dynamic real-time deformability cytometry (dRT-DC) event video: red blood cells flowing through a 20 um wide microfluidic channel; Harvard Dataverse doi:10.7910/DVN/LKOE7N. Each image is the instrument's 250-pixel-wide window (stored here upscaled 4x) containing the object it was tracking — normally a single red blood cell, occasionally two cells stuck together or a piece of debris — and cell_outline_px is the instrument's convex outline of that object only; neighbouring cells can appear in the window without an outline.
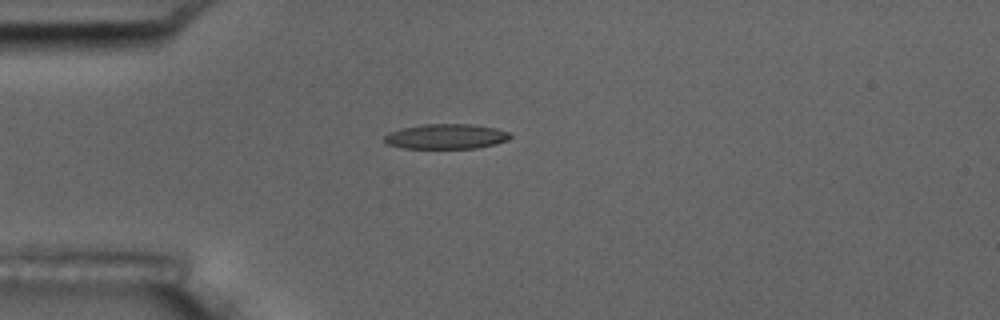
{"species": "common noctule bat (a hibernating species)", "species_latin": "Nyctalus noctula", "temperature_condition": "room temperature", "stored_images_in_passage": 14, "camera_frame_rate_fps": 3000, "um_per_image_px": 0.085, "animal": {"sex": "male", "body_mass_g": 17.5, "forearm_length_mm": 52.3}, "frame": {"image": 1, "passage_image": 3, "time_ms": 3.333, "image_size_px": [1000, 320], "cell_outline_px": [[512, 136], [508, 140], [496, 144], [476, 148], [400, 148], [384, 144], [384, 136], [388, 132], [400, 128], [424, 124], [472, 124], [496, 128], [508, 132]], "centroid_in_image_um": [37.87, 11.6], "position_along_channel_um": 47.1, "area_um2": 18.55}}
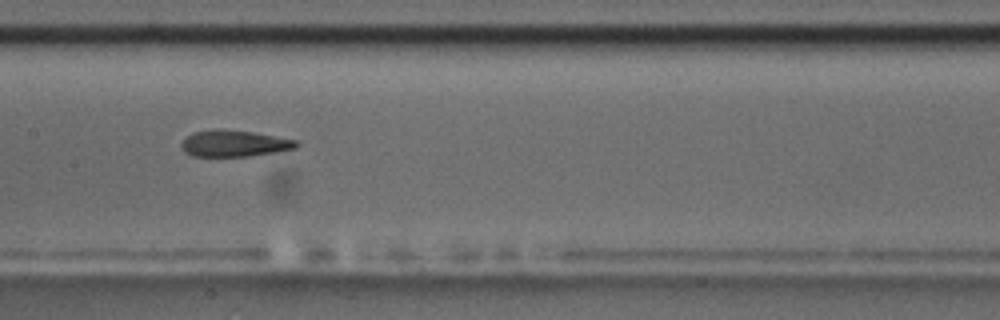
{"frame": {"image": 2, "passage_image": 7, "time_ms": 7.667, "image_size_px": [1000, 320], "cell_outline_px": [[300, 144], [296, 148], [276, 152], [248, 156], [192, 156], [184, 152], [180, 144], [192, 132], [216, 128], [252, 132], [300, 140]], "centroid_in_image_um": [19.93, 12.19], "position_along_channel_um": 187.5, "area_um2": 17.86}}
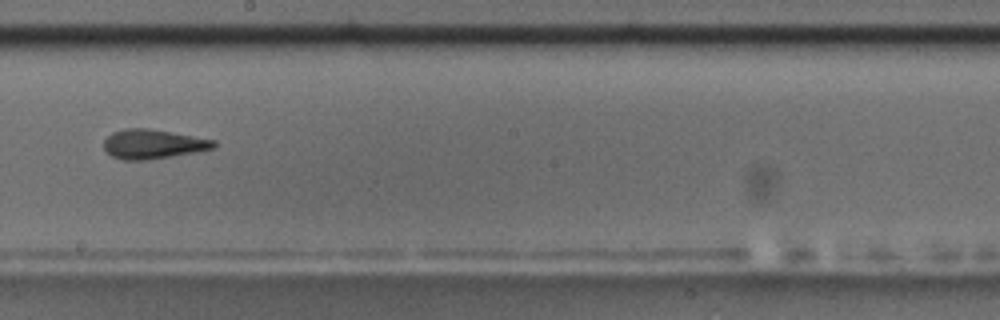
{"frame": {"image": 3, "passage_image": 8, "time_ms": 9.0, "image_size_px": [1000, 320], "cell_outline_px": [[216, 148], [172, 156], [148, 160], [124, 160], [112, 156], [104, 148], [104, 140], [112, 132], [124, 128], [148, 128], [216, 140]], "centroid_in_image_um": [13.01, 12.24], "position_along_channel_um": 235.2, "area_um2": 18.79}, "authors_computed_cell_mechanics": {"area_um2": 18.2937, "velocity_mm_per_s": 3.5962, "shape_relaxation_time_tau1_ms": 6.8914, "shape_relaxation_time_tau2_ms": 1.7735, "deformation_change_tau1": 0.2049, "deformation_change_tau2": 0.0887}}